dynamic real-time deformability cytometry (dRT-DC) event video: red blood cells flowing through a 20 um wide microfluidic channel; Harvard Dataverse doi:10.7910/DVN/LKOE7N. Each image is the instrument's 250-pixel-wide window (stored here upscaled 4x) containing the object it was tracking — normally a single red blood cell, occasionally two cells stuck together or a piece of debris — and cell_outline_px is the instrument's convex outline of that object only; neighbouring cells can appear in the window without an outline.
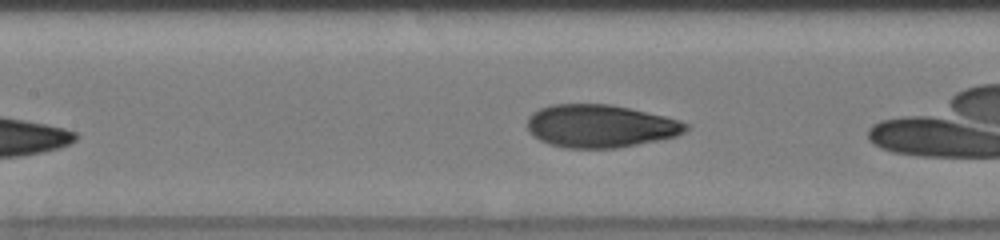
{"species": "human", "species_latin": "Homo sapiens", "temperature_condition": "cold", "stored_images_in_passage": 30, "camera_frame_rate_fps": 3000, "um_per_image_px": 0.085, "donor": {"sex": "male"}, "frame": {"image": 1, "passage_image": 9, "time_ms": 3.333, "image_size_px": [1000, 240], "cell_outline_px": [[688, 128], [684, 132], [676, 136], [636, 144], [612, 148], [564, 148], [548, 144], [540, 140], [528, 132], [528, 116], [532, 112], [540, 108], [552, 104], [608, 104], [628, 108], [664, 116], [680, 120], [688, 124]], "centroid_in_image_um": [50.98, 10.71], "position_along_channel_um": 156.4, "area_um2": 39.42}, "authors_computed_cell_mechanics": {"area_um2": 40.1132, "velocity_mm_per_s": 3.9069, "shape_relaxation_time_tau1_ms": 3.6786, "shape_relaxation_time_tau2_ms": 0.5813, "deformation_change_tau1": 0.1528, "deformation_change_tau2": 0.0445}}